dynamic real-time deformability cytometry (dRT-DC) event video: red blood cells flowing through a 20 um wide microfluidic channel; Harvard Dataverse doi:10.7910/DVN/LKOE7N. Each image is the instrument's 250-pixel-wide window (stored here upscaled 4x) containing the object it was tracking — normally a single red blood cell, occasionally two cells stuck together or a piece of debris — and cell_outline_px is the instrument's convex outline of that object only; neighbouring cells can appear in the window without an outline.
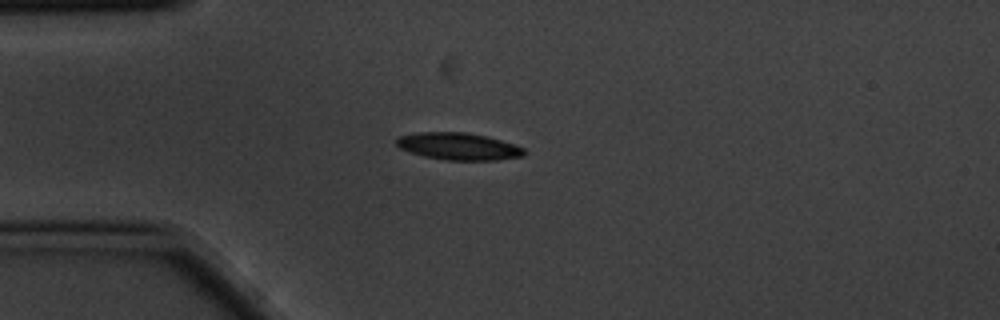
{"species": "common noctule bat (a hibernating species)", "species_latin": "Nyctalus noctula", "temperature_condition": "cold", "stored_images_in_passage": 9, "camera_frame_rate_fps": 3000, "um_per_image_px": 0.085, "animal": {"sex": "male", "body_mass_g": 20.1, "forearm_length_mm": 53.5}, "frame": {"image": 1, "passage_image": 2, "time_ms": 0.333, "image_size_px": [1000, 320], "cell_outline_px": [[524, 156], [496, 160], [448, 160], [424, 156], [400, 148], [396, 144], [396, 140], [400, 136], [416, 132], [464, 132], [488, 136], [524, 148]], "centroid_in_image_um": [38.97, 12.43], "position_along_channel_um": 46.0, "area_um2": 20.0}}
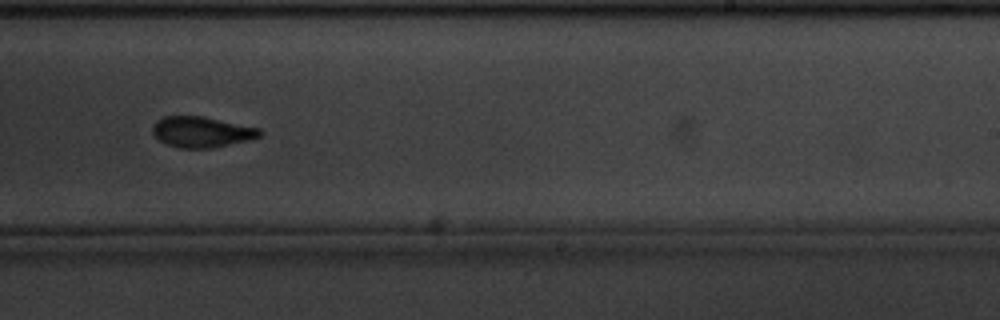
{"frame": {"image": 2, "passage_image": 8, "time_ms": 2.333, "image_size_px": [1000, 320], "cell_outline_px": [[264, 132], [260, 136], [248, 140], [212, 148], [180, 148], [168, 144], [160, 140], [152, 132], [152, 128], [156, 120], [164, 116], [200, 116], [260, 128]], "centroid_in_image_um": [17.14, 11.21], "position_along_channel_um": 271.9, "area_um2": 19.02}}